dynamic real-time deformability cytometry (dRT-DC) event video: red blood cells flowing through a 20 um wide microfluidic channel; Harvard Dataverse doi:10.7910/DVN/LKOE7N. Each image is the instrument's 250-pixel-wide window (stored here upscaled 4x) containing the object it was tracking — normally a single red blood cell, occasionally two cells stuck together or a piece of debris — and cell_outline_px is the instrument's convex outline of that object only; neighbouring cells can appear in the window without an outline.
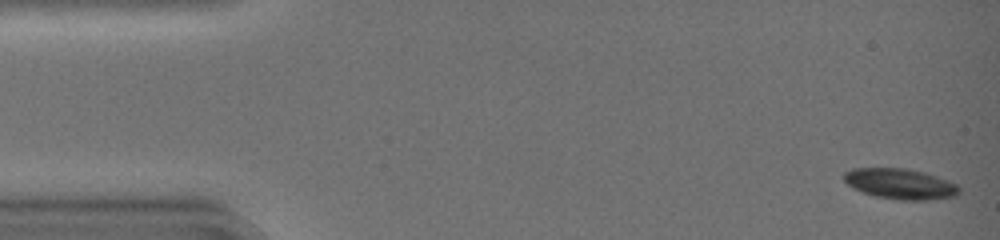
{"species": "common noctule bat (a hibernating species)", "species_latin": "Nyctalus noctula", "temperature_condition": "warm", "stored_images_in_passage": 21, "camera_frame_rate_fps": 3000, "um_per_image_px": 0.085, "animal": {"sex": "female", "body_mass_g": 19.0, "forearm_length_mm": 51.5}, "frame": {"image": 1, "passage_image": 2, "time_ms": 0.333, "image_size_px": [1000, 240], "cell_outline_px": [[960, 192], [956, 196], [924, 200], [900, 200], [876, 196], [864, 192], [848, 184], [844, 180], [844, 172], [852, 168], [908, 168], [924, 172], [948, 180], [956, 184], [960, 188]], "centroid_in_image_um": [76.55, 15.62], "position_along_channel_um": 8.5, "area_um2": 20.35}}
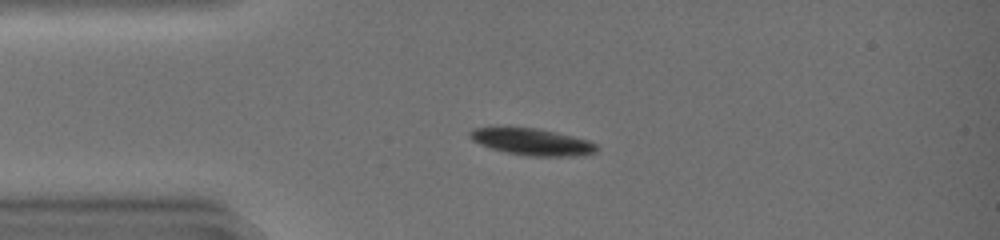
{"frame": {"image": 2, "passage_image": 12, "time_ms": 3.667, "image_size_px": [1000, 240], "cell_outline_px": [[600, 148], [596, 152], [584, 156], [528, 156], [508, 152], [492, 148], [480, 144], [472, 140], [468, 136], [468, 132], [472, 128], [508, 124], [536, 128], [556, 132], [588, 140], [596, 144]], "centroid_in_image_um": [45.18, 12.01], "position_along_channel_um": 39.8, "area_um2": 20.58}}
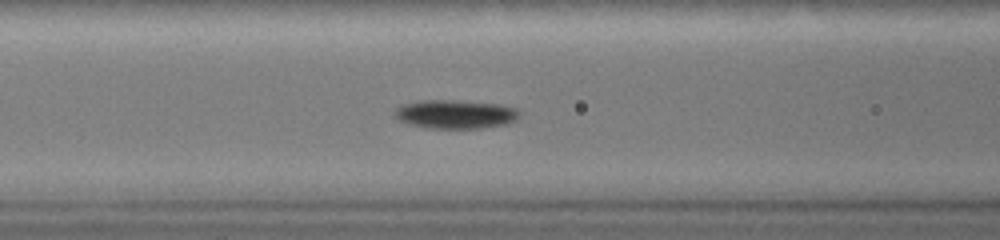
{"frame": {"image": 3, "passage_image": 20, "time_ms": 6.333, "image_size_px": [1000, 240], "cell_outline_px": [[520, 116], [516, 120], [508, 124], [480, 128], [424, 128], [408, 124], [400, 120], [396, 116], [396, 108], [400, 104], [420, 100], [456, 100], [500, 104], [516, 108], [520, 112]], "centroid_in_image_um": [38.72, 9.7], "position_along_channel_um": 127.9, "area_um2": 21.1}}